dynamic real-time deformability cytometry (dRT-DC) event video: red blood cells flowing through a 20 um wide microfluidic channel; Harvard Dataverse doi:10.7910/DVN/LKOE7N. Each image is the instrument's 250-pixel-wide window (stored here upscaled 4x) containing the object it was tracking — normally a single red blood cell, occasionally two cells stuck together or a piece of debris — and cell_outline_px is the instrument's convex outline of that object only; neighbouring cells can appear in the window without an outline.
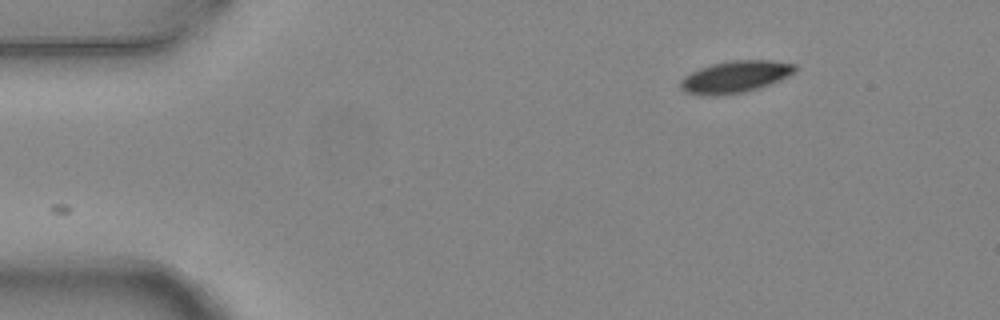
{"species": "common noctule bat (a hibernating species)", "species_latin": "Nyctalus noctula", "temperature_condition": "warm", "stored_images_in_passage": 2, "camera_frame_rate_fps": 3000, "um_per_image_px": 0.085, "animal": {"sex": "female", "body_mass_g": 24.6, "forearm_length_mm": 56.2}, "frame": {"image": 1, "passage_image": 2, "time_ms": 0.333, "image_size_px": [1000, 320], "cell_outline_px": [[796, 72], [780, 80], [760, 88], [744, 92], [716, 96], [700, 96], [684, 92], [680, 88], [680, 80], [684, 76], [700, 68], [712, 64], [732, 60], [772, 60], [796, 64]], "centroid_in_image_um": [62.48, 6.54], "position_along_channel_um": 22.5, "area_um2": 21.56}}